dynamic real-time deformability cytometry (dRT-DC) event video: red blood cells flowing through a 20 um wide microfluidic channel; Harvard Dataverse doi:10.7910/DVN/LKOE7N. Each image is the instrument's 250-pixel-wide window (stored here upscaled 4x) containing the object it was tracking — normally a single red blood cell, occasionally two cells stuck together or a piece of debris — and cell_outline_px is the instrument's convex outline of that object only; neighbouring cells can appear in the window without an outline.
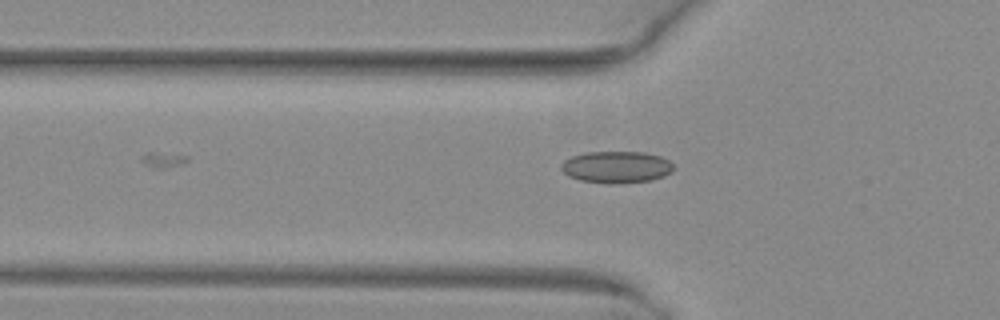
{"species": "common noctule bat (a hibernating species)", "species_latin": "Nyctalus noctula", "temperature_condition": "warm", "stored_images_in_passage": 6, "camera_frame_rate_fps": 3000, "um_per_image_px": 0.085, "animal": {"sex": "female", "body_mass_g": 29.2, "forearm_length_mm": 56.3}, "frame": {"image": 1, "passage_image": 2, "time_ms": 0.333, "image_size_px": [1000, 320], "cell_outline_px": [[676, 168], [672, 172], [664, 176], [652, 180], [612, 184], [580, 180], [568, 176], [560, 168], [560, 164], [564, 160], [572, 156], [584, 152], [644, 152], [660, 156], [668, 160]], "centroid_in_image_um": [52.4, 14.2], "position_along_channel_um": 73.4, "area_um2": 20.98}}
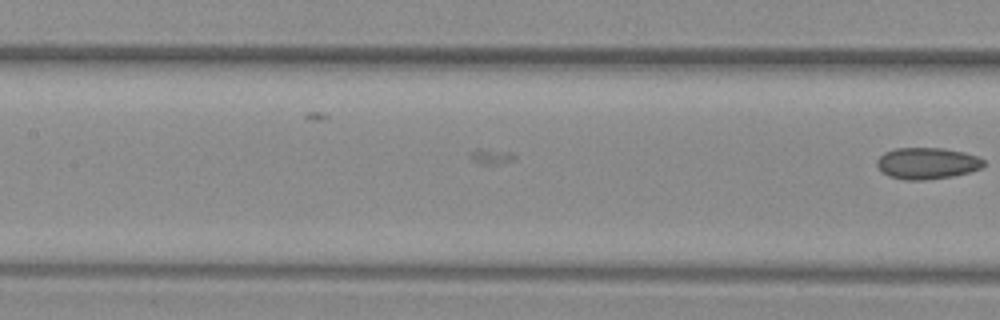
{"frame": {"image": 2, "passage_image": 6, "time_ms": 1.667, "image_size_px": [1000, 320], "cell_outline_px": [[984, 164], [980, 168], [968, 172], [952, 176], [924, 180], [904, 180], [888, 176], [876, 164], [876, 160], [884, 152], [892, 148], [944, 148], [964, 152], [976, 156], [984, 160]], "centroid_in_image_um": [78.77, 13.87], "position_along_channel_um": 128.6, "area_um2": 19.54}}